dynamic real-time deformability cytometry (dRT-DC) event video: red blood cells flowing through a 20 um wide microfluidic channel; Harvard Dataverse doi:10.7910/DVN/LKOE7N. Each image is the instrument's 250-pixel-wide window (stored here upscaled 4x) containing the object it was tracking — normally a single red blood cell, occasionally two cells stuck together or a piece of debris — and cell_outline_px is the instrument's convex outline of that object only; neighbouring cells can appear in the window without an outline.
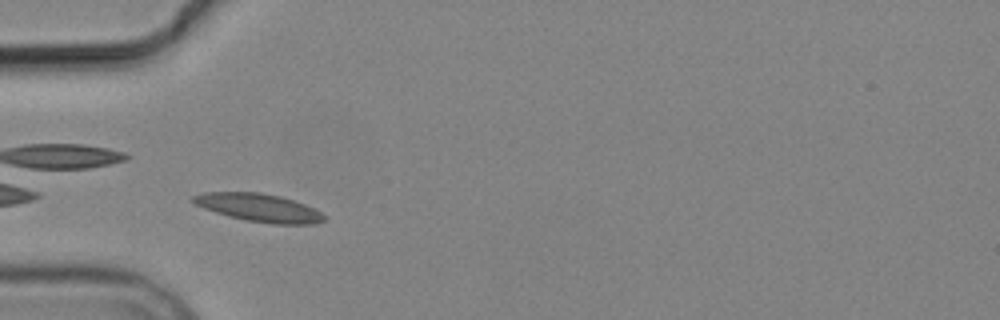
{"species": "common noctule bat (a hibernating species)", "species_latin": "Nyctalus noctula", "temperature_condition": "cold", "stored_images_in_passage": 5, "camera_frame_rate_fps": 3000, "um_per_image_px": 0.085, "animal": {"sex": "male", "body_mass_g": 19.2, "forearm_length_mm": 51.8}, "frame": {"image": 1, "passage_image": 4, "time_ms": 4.333, "image_size_px": [1000, 320], "cell_outline_px": [[328, 216], [324, 220], [312, 224], [276, 224], [244, 220], [228, 216], [204, 208], [188, 200], [192, 196], [204, 192], [260, 192], [280, 196], [304, 204]], "centroid_in_image_um": [21.98, 17.65], "position_along_channel_um": 63.0, "area_um2": 21.33}}